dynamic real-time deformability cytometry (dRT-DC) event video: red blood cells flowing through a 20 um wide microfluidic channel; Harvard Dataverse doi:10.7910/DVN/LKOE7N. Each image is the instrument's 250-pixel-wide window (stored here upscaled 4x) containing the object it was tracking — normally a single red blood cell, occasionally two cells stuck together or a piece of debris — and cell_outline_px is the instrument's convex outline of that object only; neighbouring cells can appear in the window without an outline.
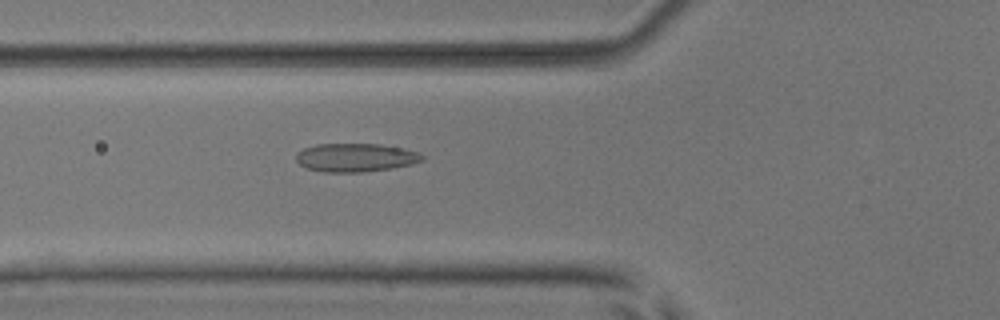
{"species": "common noctule bat (a hibernating species)", "species_latin": "Nyctalus noctula", "temperature_condition": "room temperature", "stored_images_in_passage": 37, "camera_frame_rate_fps": 3000, "um_per_image_px": 0.085, "animal": {"sex": "male", "body_mass_g": 17.9, "forearm_length_mm": 54.2}, "frame": {"image": 1, "passage_image": 3, "time_ms": 0.667, "image_size_px": [1000, 320], "cell_outline_px": [[424, 160], [412, 164], [392, 168], [364, 172], [324, 172], [308, 168], [300, 164], [296, 160], [296, 152], [304, 148], [316, 144], [380, 144], [404, 148], [416, 152], [424, 156]], "centroid_in_image_um": [30.22, 13.39], "position_along_channel_um": 95.6, "area_um2": 20.92}}
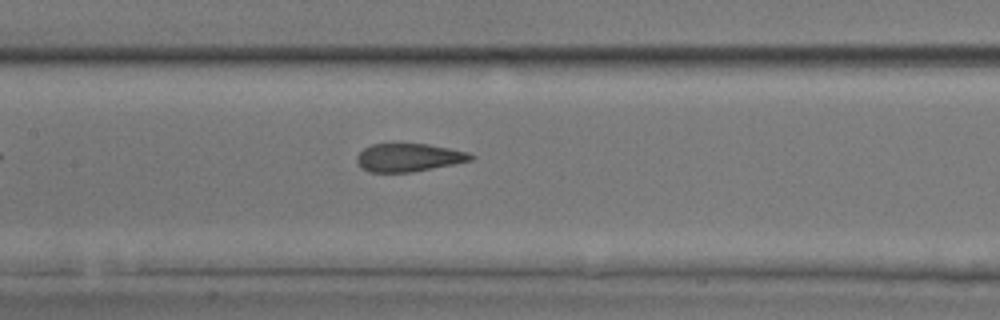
{"frame": {"image": 2, "passage_image": 9, "time_ms": 2.667, "image_size_px": [1000, 320], "cell_outline_px": [[476, 156], [472, 160], [412, 172], [368, 172], [360, 168], [356, 160], [356, 156], [364, 148], [372, 144], [428, 144], [468, 152]], "centroid_in_image_um": [34.71, 13.39], "position_along_channel_um": 172.7, "area_um2": 18.61}}
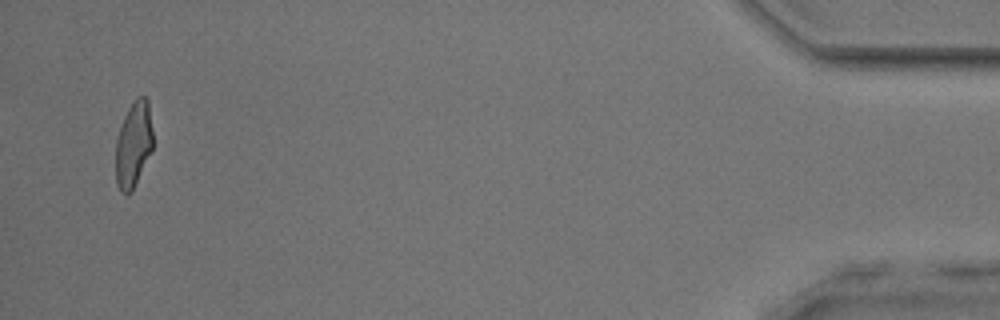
{"frame": {"image": 3, "passage_image": 35, "time_ms": 11.333, "image_size_px": [1000, 320], "cell_outline_px": [[152, 148], [132, 192], [120, 192], [116, 184], [116, 140], [124, 116], [128, 108], [136, 96], [144, 96], [148, 100], [152, 132]], "centroid_in_image_um": [11.33, 12.26], "position_along_channel_um": 423.9, "area_um2": 18.38}, "authors_computed_cell_mechanics": {"area_um2": 19.7098, "velocity_mm_per_s": 3.8387, "shape_relaxation_time_tau1_ms": 6.6705, "shape_relaxation_time_tau2_ms": 1.1733, "deformation_change_tau1": 0.1881, "deformation_change_tau2": 0.0826}}